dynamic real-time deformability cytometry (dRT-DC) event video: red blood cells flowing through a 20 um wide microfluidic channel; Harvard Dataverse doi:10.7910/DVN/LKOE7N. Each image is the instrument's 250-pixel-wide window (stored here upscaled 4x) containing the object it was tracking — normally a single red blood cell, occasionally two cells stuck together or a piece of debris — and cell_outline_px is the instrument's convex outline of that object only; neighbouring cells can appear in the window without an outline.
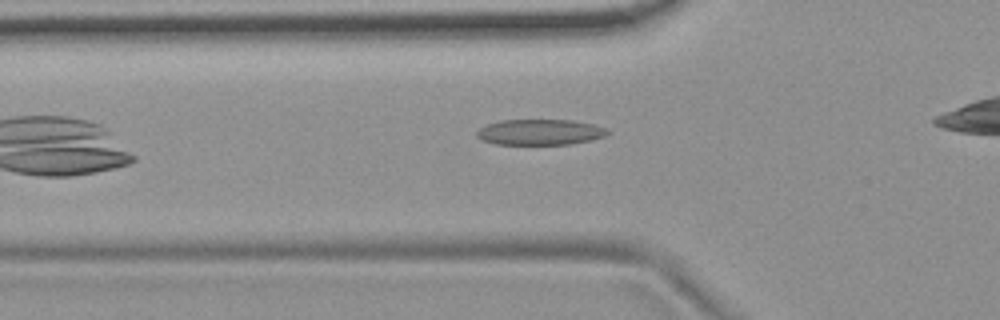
{"species": "common noctule bat (a hibernating species)", "species_latin": "Nyctalus noctula", "temperature_condition": "room temperature", "stored_images_in_passage": 33, "camera_frame_rate_fps": 3000, "um_per_image_px": 0.085, "animal": {"sex": "female", "body_mass_g": 19.9}, "frame": {"image": 1, "passage_image": 3, "time_ms": 0.667, "image_size_px": [1000, 320], "cell_outline_px": [[612, 132], [604, 136], [588, 140], [568, 144], [496, 144], [480, 140], [476, 136], [476, 132], [480, 128], [488, 124], [500, 120], [572, 120], [596, 124], [608, 128]], "centroid_in_image_um": [45.91, 11.22], "position_along_channel_um": 79.9, "area_um2": 19.65}}
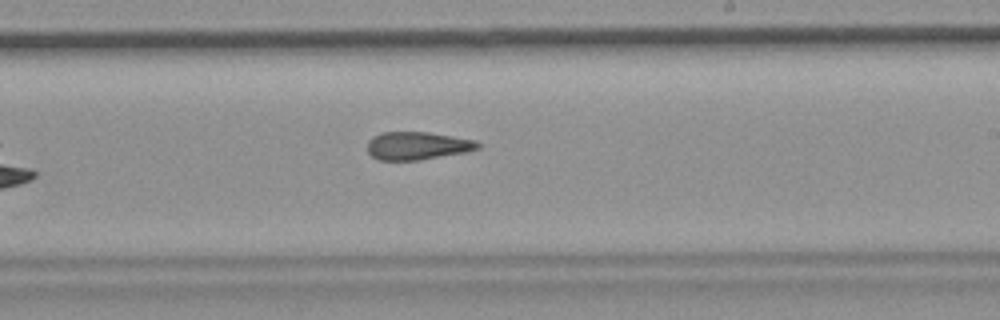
{"frame": {"image": 2, "passage_image": 17, "time_ms": 5.333, "image_size_px": [1000, 320], "cell_outline_px": [[480, 148], [468, 152], [420, 160], [380, 160], [372, 156], [368, 152], [368, 140], [372, 136], [380, 132], [428, 132], [476, 140], [480, 144]], "centroid_in_image_um": [35.49, 12.39], "position_along_channel_um": 253.5, "area_um2": 18.15}}
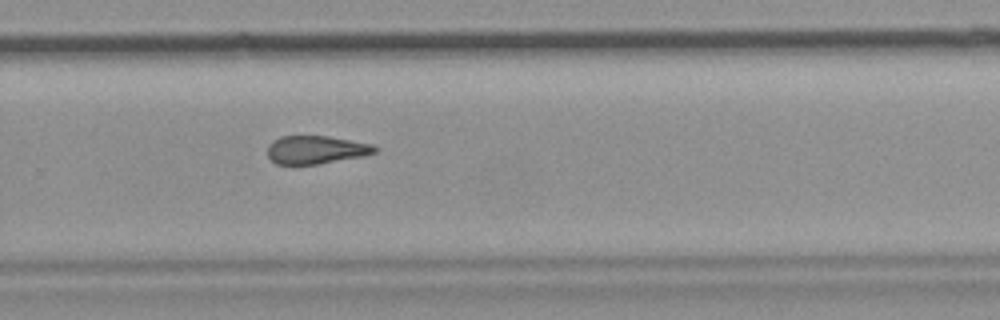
{"frame": {"image": 3, "passage_image": 21, "time_ms": 6.667, "image_size_px": [1000, 320], "cell_outline_px": [[380, 148], [376, 152], [364, 156], [320, 164], [276, 164], [268, 156], [268, 144], [272, 140], [280, 136], [328, 136], [372, 144]], "centroid_in_image_um": [26.87, 12.73], "position_along_channel_um": 302.9, "area_um2": 17.74}, "authors_computed_cell_mechanics": {"area_um2": 19.1318, "velocity_mm_per_s": 3.7186, "shape_relaxation_time_tau1_ms": null, "shape_relaxation_time_tau2_ms": 4.3633, "deformation_change_tau1": null, "deformation_change_tau2": 0.1495}}